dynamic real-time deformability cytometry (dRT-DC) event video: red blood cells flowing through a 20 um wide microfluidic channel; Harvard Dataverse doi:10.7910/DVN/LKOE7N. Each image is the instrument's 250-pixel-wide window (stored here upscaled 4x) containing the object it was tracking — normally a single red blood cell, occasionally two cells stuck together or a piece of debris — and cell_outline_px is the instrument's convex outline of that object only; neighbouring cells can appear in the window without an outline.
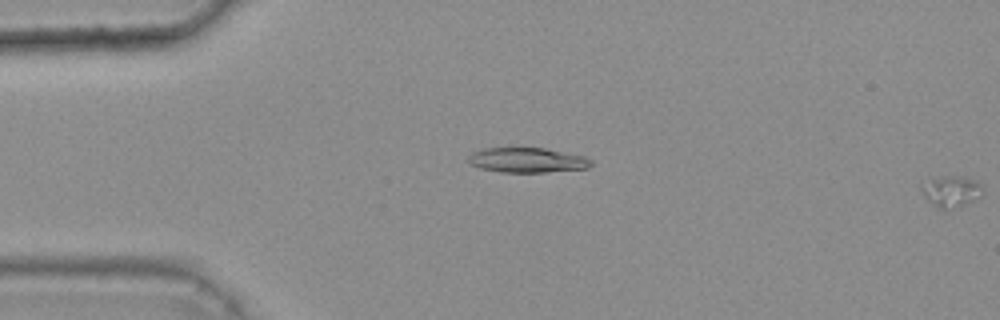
{"species": "common noctule bat (a hibernating species)", "species_latin": "Nyctalus noctula", "temperature_condition": "warm", "stored_images_in_passage": 13, "camera_frame_rate_fps": 3000, "um_per_image_px": 0.085, "animal": {"sex": "female", "body_mass_g": 25.1}, "frame": {"image": 1, "passage_image": 13, "time_ms": 4.0, "image_size_px": [1000, 320], "cell_outline_px": [[984, 192], [980, 196], [972, 200], [960, 204], [944, 208], [940, 208], [928, 200], [920, 192], [920, 188], [932, 180], [960, 176], [976, 180], [980, 184]], "centroid_in_image_um": [80.89, 16.25], "position_along_channel_um": 4.1, "area_um2": 10.17}}